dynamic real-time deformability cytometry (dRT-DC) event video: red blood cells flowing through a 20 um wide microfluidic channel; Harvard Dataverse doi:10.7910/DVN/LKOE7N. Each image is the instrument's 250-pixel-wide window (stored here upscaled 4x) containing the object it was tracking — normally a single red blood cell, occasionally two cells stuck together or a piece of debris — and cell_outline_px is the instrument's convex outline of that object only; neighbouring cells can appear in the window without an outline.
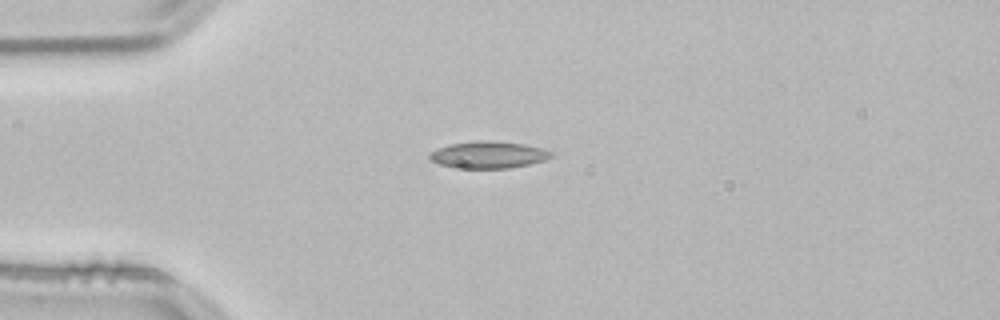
{"species": "common noctule bat (a hibernating species)", "species_latin": "Nyctalus noctula", "temperature_condition": "room temperature", "stored_images_in_passage": 40, "camera_frame_rate_fps": 3000, "um_per_image_px": 0.085, "animal": {"sex": "male", "body_mass_g": 21.5, "forearm_length_mm": 52.0}, "frame": {"image": 1, "passage_image": 1, "time_ms": 0.0, "image_size_px": [1000, 320], "cell_outline_px": [[552, 156], [544, 160], [528, 164], [508, 168], [452, 168], [440, 164], [432, 160], [428, 156], [432, 152], [440, 148], [452, 144], [480, 140], [496, 140], [524, 144], [540, 148], [552, 152]], "centroid_in_image_um": [41.52, 13.15], "position_along_channel_um": 43.5, "area_um2": 18.84}}
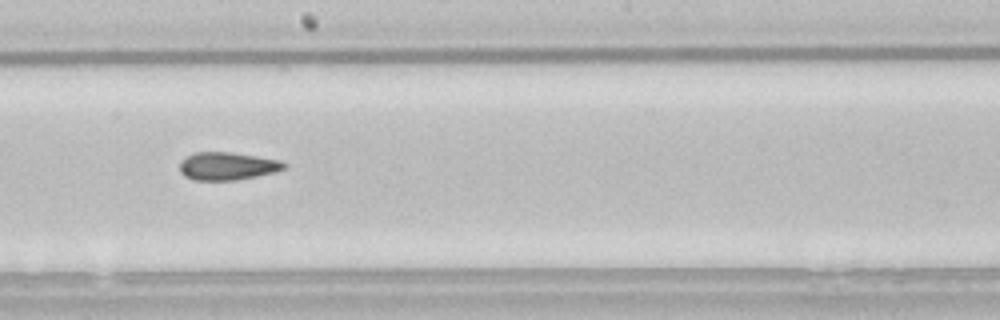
{"frame": {"image": 2, "passage_image": 17, "time_ms": 5.333, "image_size_px": [1000, 320], "cell_outline_px": [[288, 168], [276, 172], [236, 180], [192, 180], [184, 176], [180, 172], [180, 160], [196, 152], [232, 152], [280, 160], [288, 164]], "centroid_in_image_um": [19.35, 14.12], "position_along_channel_um": 228.9, "area_um2": 17.11}}
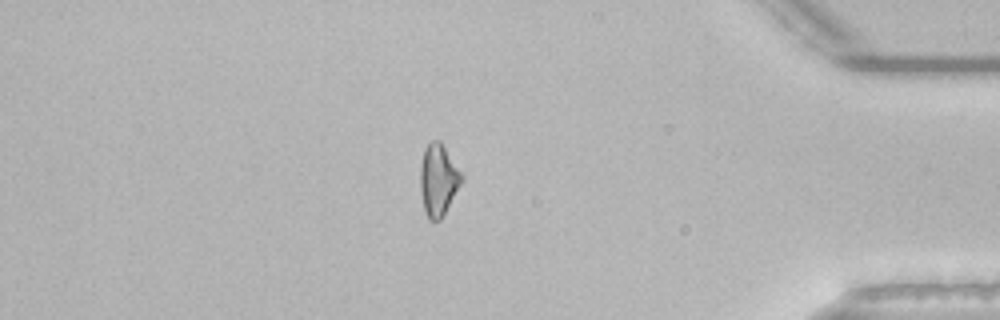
{"frame": {"image": 3, "passage_image": 33, "time_ms": 10.667, "image_size_px": [1000, 320], "cell_outline_px": [[464, 180], [440, 220], [428, 220], [424, 212], [420, 188], [420, 164], [424, 148], [432, 140], [440, 140], [464, 176]], "centroid_in_image_um": [37.25, 15.29], "position_along_channel_um": 397.9, "area_um2": 17.46}, "authors_computed_cell_mechanics": {"area_um2": 17.2822, "velocity_mm_per_s": 3.8514, "shape_relaxation_time_tau1_ms": null, "shape_relaxation_time_tau2_ms": 4.2901, "deformation_change_tau1": null, "deformation_change_tau2": 0.1266}}